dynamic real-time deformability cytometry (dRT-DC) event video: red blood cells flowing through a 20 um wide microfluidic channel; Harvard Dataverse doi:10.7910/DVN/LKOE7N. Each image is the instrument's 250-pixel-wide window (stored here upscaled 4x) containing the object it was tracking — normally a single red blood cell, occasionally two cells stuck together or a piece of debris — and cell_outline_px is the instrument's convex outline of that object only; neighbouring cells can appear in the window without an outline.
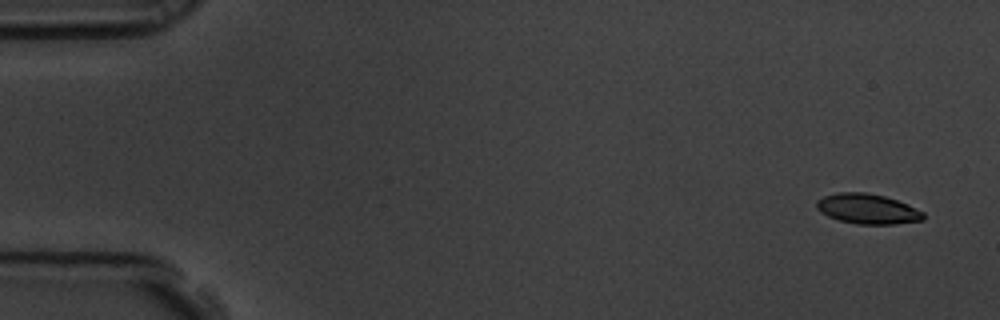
{"species": "common noctule bat (a hibernating species)", "species_latin": "Nyctalus noctula", "temperature_condition": "room temperature", "stored_images_in_passage": 6, "segment_of_instrument_passage": [1, 2], "camera_frame_rate_fps": 3000, "um_per_image_px": 0.085, "animal": {"sex": "male", "body_mass_g": 19.5, "forearm_length_mm": 54.6}, "frame": {"image": 1, "passage_image": 1, "time_ms": 0.0, "image_size_px": [1000, 320], "cell_outline_px": [[924, 220], [896, 224], [856, 224], [840, 220], [828, 216], [820, 212], [816, 208], [816, 200], [824, 196], [836, 192], [864, 192], [884, 196], [908, 204], [924, 212]], "centroid_in_image_um": [73.73, 17.75], "position_along_channel_um": 11.3, "area_um2": 18.79}}